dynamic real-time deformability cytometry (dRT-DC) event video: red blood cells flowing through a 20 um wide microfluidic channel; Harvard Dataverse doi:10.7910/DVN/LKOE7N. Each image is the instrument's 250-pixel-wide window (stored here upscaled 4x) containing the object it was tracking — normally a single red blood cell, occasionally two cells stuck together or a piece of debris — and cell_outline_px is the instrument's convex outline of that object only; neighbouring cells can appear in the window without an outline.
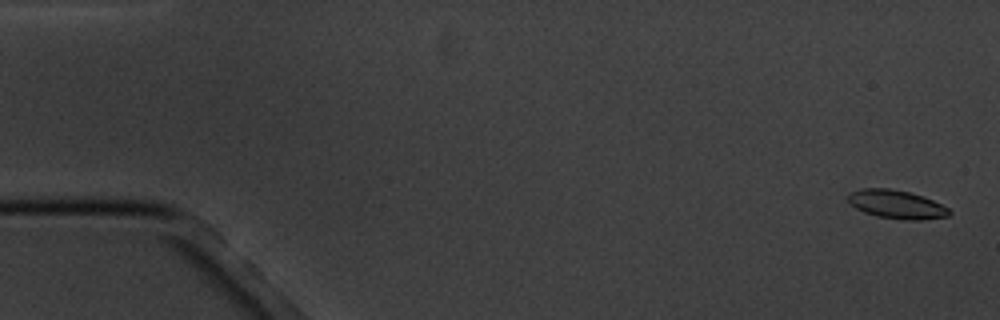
{"species": "common noctule bat (a hibernating species)", "species_latin": "Nyctalus noctula", "temperature_condition": "cold", "stored_images_in_passage": 5, "camera_frame_rate_fps": 3000, "um_per_image_px": 0.085, "animal": {"sex": "male", "body_mass_g": 20.1, "forearm_length_mm": 53.5}, "frame": {"image": 1, "passage_image": 1, "time_ms": 0.0, "image_size_px": [1000, 320], "cell_outline_px": [[952, 212], [948, 216], [920, 220], [904, 220], [876, 216], [864, 212], [856, 208], [848, 200], [848, 192], [860, 188], [888, 188], [908, 192], [924, 196], [948, 208]], "centroid_in_image_um": [76.19, 17.37], "position_along_channel_um": 8.8, "area_um2": 16.82}}
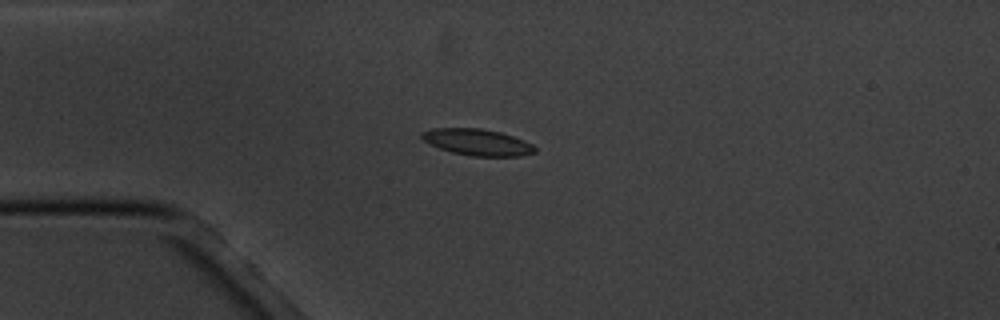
{"frame": {"image": 2, "passage_image": 4, "time_ms": 4.333, "image_size_px": [1000, 320], "cell_outline_px": [[536, 152], [520, 156], [472, 156], [452, 152], [428, 144], [420, 136], [420, 132], [432, 128], [480, 128], [500, 132], [524, 140], [532, 144], [536, 148]], "centroid_in_image_um": [40.55, 12.08], "position_along_channel_um": 44.4, "area_um2": 17.46}}